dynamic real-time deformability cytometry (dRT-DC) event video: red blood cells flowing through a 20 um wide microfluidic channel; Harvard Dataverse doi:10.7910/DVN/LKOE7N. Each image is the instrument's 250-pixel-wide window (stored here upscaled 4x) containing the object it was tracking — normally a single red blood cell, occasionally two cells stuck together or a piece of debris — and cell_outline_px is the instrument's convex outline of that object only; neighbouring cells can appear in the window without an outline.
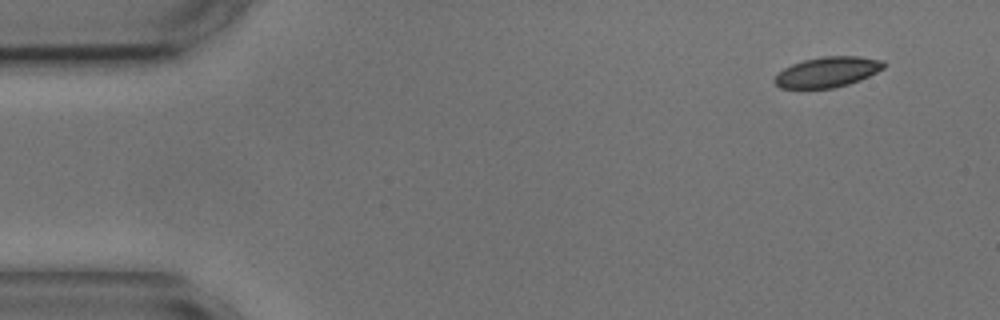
{"species": "common noctule bat (a hibernating species)", "species_latin": "Nyctalus noctula", "temperature_condition": "cold", "stored_images_in_passage": 5, "camera_frame_rate_fps": 3000, "um_per_image_px": 0.085, "animal": {"sex": "male", "body_mass_g": 17.9, "forearm_length_mm": 54.2}, "frame": {"image": 1, "passage_image": 1, "time_ms": 0.0, "image_size_px": [1000, 320], "cell_outline_px": [[888, 64], [884, 68], [860, 80], [848, 84], [832, 88], [780, 88], [772, 80], [784, 68], [792, 64], [804, 60], [824, 56], [860, 56], [884, 60]], "centroid_in_image_um": [70.37, 6.11], "position_along_channel_um": 14.6, "area_um2": 19.31}}
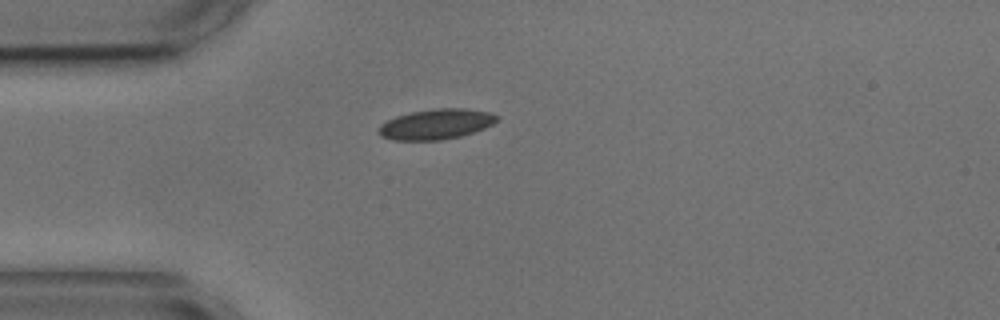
{"frame": {"image": 2, "passage_image": 3, "time_ms": 3.333, "image_size_px": [1000, 320], "cell_outline_px": [[500, 116], [492, 124], [484, 128], [460, 136], [440, 140], [396, 140], [380, 136], [376, 132], [380, 124], [396, 116], [412, 112], [436, 108], [464, 108], [488, 112]], "centroid_in_image_um": [37.03, 10.55], "position_along_channel_um": 48.0, "area_um2": 20.75}}